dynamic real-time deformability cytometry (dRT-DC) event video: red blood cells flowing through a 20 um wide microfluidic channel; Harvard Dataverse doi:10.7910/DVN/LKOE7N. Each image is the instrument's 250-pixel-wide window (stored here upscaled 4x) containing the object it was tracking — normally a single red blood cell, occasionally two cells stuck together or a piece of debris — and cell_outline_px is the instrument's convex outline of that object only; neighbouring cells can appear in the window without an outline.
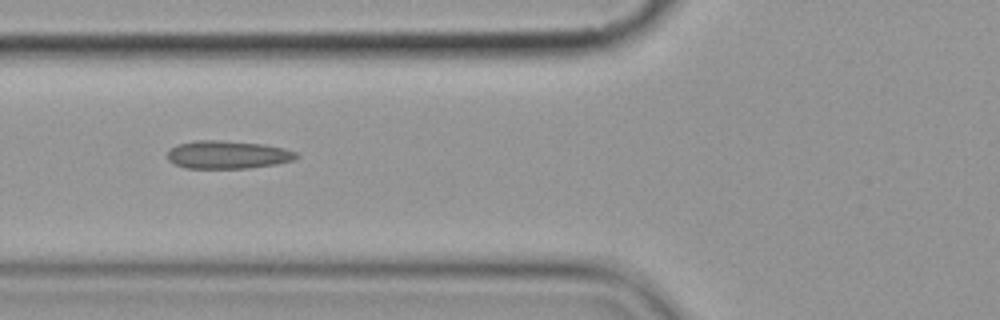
{"species": "common noctule bat (a hibernating species)", "species_latin": "Nyctalus noctula", "temperature_condition": "cold", "stored_images_in_passage": 9, "camera_frame_rate_fps": 3000, "um_per_image_px": 0.085, "animal": {"sex": "female", "body_mass_g": 19.9}, "frame": {"image": 1, "passage_image": 6, "time_ms": 6.0, "image_size_px": [1000, 320], "cell_outline_px": [[300, 156], [296, 160], [276, 164], [248, 168], [184, 168], [168, 160], [168, 152], [176, 144], [196, 140], [220, 140], [264, 144], [284, 148], [296, 152]], "centroid_in_image_um": [19.38, 13.15], "position_along_channel_um": 106.4, "area_um2": 21.15}}
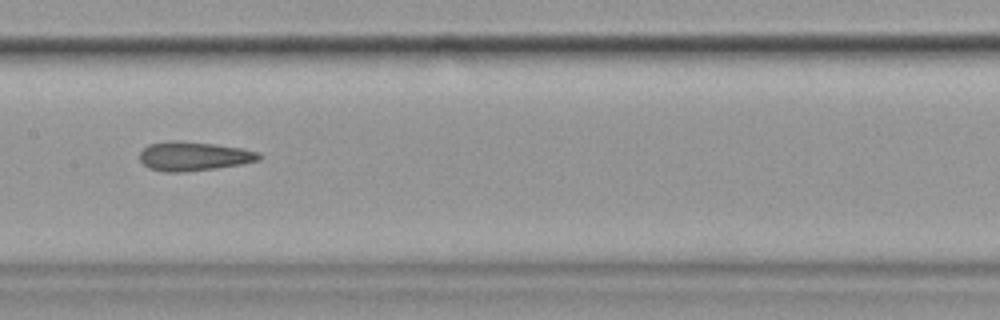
{"frame": {"image": 2, "passage_image": 8, "time_ms": 8.333, "image_size_px": [1000, 320], "cell_outline_px": [[260, 160], [240, 164], [216, 168], [184, 172], [164, 172], [148, 168], [140, 160], [140, 152], [148, 144], [168, 140], [180, 140], [216, 144], [240, 148], [260, 152]], "centroid_in_image_um": [16.43, 13.27], "position_along_channel_um": 191.0, "area_um2": 20.35}}
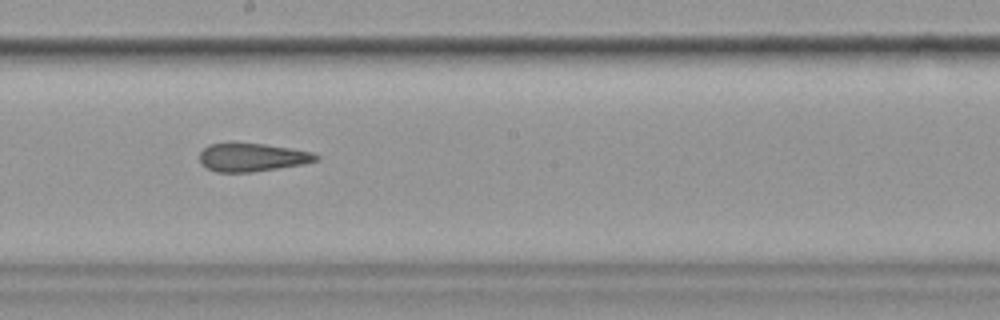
{"frame": {"image": 3, "passage_image": 9, "time_ms": 9.333, "image_size_px": [1000, 320], "cell_outline_px": [[320, 160], [304, 164], [252, 172], [216, 172], [200, 164], [200, 152], [208, 144], [232, 140], [264, 144], [292, 148], [312, 152], [320, 156]], "centroid_in_image_um": [21.41, 13.33], "position_along_channel_um": 226.8, "area_um2": 19.88}}